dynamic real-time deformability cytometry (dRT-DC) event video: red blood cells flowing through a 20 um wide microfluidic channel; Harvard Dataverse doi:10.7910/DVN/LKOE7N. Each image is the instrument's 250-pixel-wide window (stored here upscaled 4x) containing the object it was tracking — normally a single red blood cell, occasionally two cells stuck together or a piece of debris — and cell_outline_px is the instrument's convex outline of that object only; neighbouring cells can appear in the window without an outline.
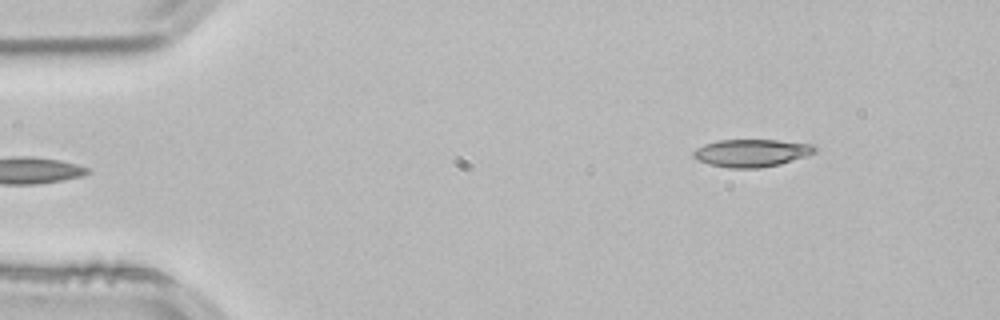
{"species": "common noctule bat (a hibernating species)", "species_latin": "Nyctalus noctula", "temperature_condition": "room temperature", "stored_images_in_passage": 3, "segment_of_instrument_passage": [2, 2], "camera_frame_rate_fps": 3000, "um_per_image_px": 0.085, "animal": {"sex": "male", "body_mass_g": 21.5, "forearm_length_mm": 52.0}, "frame": {"image": 1, "passage_image": 3, "time_ms": 0.667, "image_size_px": [1000, 320], "cell_outline_px": [[820, 148], [816, 152], [780, 164], [760, 168], [728, 168], [708, 164], [696, 160], [692, 156], [692, 152], [696, 148], [704, 144], [720, 140], [776, 140], [812, 144]], "centroid_in_image_um": [63.86, 13.0], "position_along_channel_um": 21.1, "area_um2": 19.65}}